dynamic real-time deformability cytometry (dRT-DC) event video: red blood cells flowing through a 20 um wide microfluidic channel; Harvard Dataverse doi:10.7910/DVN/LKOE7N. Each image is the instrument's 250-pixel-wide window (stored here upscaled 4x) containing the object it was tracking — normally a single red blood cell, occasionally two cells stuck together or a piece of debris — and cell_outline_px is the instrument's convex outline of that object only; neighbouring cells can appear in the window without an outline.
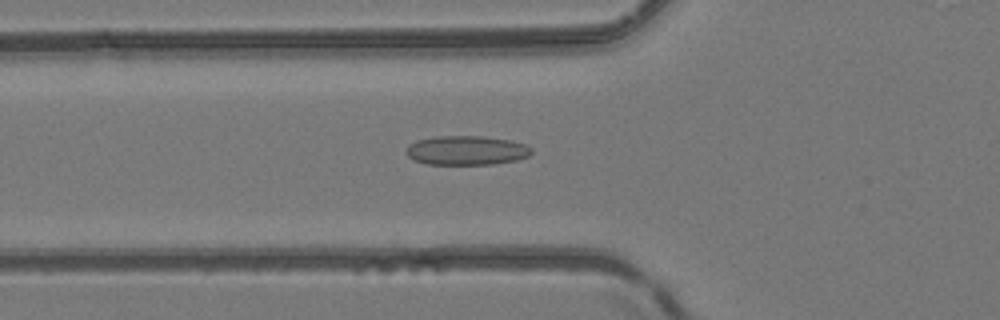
{"species": "common noctule bat (a hibernating species)", "species_latin": "Nyctalus noctula", "temperature_condition": "room temperature", "stored_images_in_passage": 51, "camera_frame_rate_fps": 3000, "um_per_image_px": 0.085, "animal": {"sex": "female", "body_mass_g": 24.6, "forearm_length_mm": 56.2}, "frame": {"image": 1, "passage_image": 19, "time_ms": 6.0, "image_size_px": [1000, 320], "cell_outline_px": [[532, 152], [528, 156], [516, 160], [492, 164], [428, 164], [412, 160], [404, 152], [408, 144], [416, 140], [436, 136], [484, 136], [512, 140], [524, 144], [532, 148]], "centroid_in_image_um": [39.62, 12.77], "position_along_channel_um": 86.2, "area_um2": 21.56}}
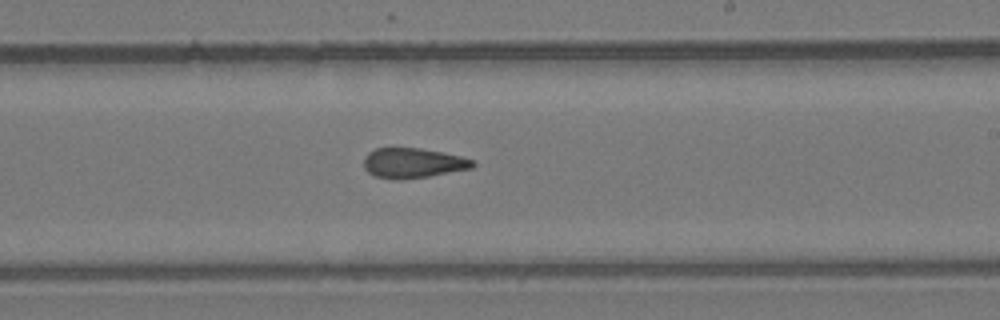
{"frame": {"image": 2, "passage_image": 31, "time_ms": 10.0, "image_size_px": [1000, 320], "cell_outline_px": [[476, 164], [472, 168], [428, 176], [400, 180], [396, 180], [376, 176], [368, 172], [364, 168], [364, 156], [368, 152], [376, 148], [420, 148], [460, 156], [476, 160]], "centroid_in_image_um": [35.09, 13.85], "position_along_channel_um": 253.9, "area_um2": 19.02}}
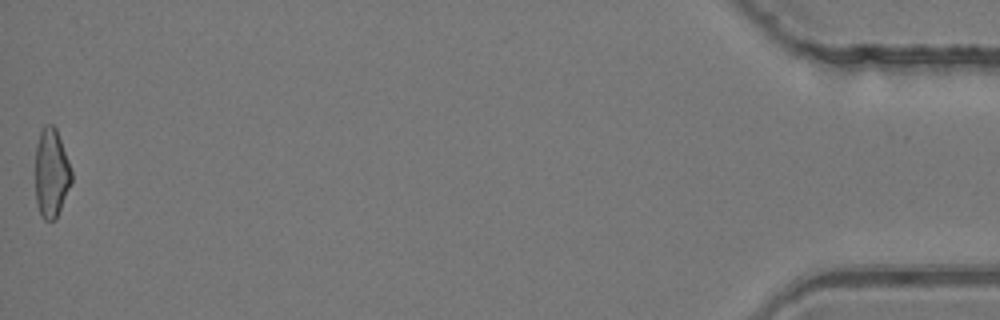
{"frame": {"image": 3, "passage_image": 51, "time_ms": 16.667, "image_size_px": [1000, 320], "cell_outline_px": [[72, 180], [56, 220], [44, 220], [40, 216], [36, 204], [36, 148], [40, 132], [44, 124], [52, 124], [56, 128], [68, 160], [72, 172]], "centroid_in_image_um": [4.36, 14.74], "position_along_channel_um": 430.8, "area_um2": 18.73}, "authors_computed_cell_mechanics": {"area_um2": 19.7676, "velocity_mm_per_s": 4.1663, "shape_relaxation_time_tau1_ms": null, "shape_relaxation_time_tau2_ms": 3.0916, "deformation_change_tau1": null, "deformation_change_tau2": 0.1165}}